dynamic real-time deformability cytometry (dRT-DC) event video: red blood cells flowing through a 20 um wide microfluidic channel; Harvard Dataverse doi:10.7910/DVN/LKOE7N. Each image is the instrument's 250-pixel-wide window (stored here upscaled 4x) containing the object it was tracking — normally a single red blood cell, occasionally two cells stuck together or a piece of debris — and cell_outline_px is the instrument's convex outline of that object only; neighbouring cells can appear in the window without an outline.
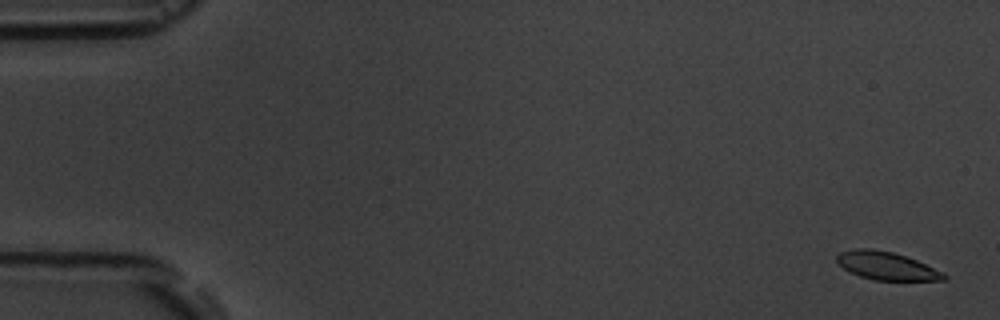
{"species": "common noctule bat (a hibernating species)", "species_latin": "Nyctalus noctula", "temperature_condition": "room temperature", "stored_images_in_passage": 6, "camera_frame_rate_fps": 3000, "um_per_image_px": 0.085, "animal": {"sex": "male", "body_mass_g": 19.5, "forearm_length_mm": 54.6}, "frame": {"image": 1, "passage_image": 1, "time_ms": 0.0, "image_size_px": [1000, 320], "cell_outline_px": [[948, 276], [944, 280], [872, 280], [860, 276], [844, 268], [836, 260], [836, 256], [840, 252], [856, 248], [872, 248], [892, 252], [916, 260], [944, 272]], "centroid_in_image_um": [75.36, 22.59], "position_along_channel_um": 9.6, "area_um2": 17.34}}
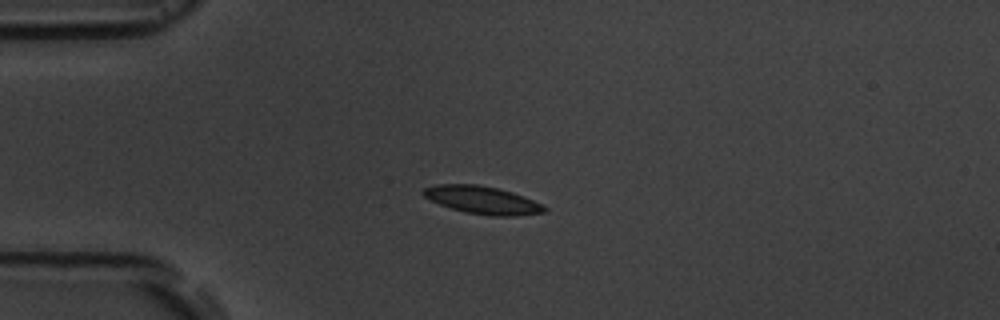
{"frame": {"image": 2, "passage_image": 5, "time_ms": 4.333, "image_size_px": [1000, 320], "cell_outline_px": [[548, 208], [544, 212], [516, 216], [492, 216], [464, 212], [440, 204], [424, 196], [420, 192], [424, 188], [436, 184], [476, 184], [496, 188], [512, 192], [524, 196], [544, 204]], "centroid_in_image_um": [41.03, 17.0], "position_along_channel_um": 44.0, "area_um2": 19.59}}